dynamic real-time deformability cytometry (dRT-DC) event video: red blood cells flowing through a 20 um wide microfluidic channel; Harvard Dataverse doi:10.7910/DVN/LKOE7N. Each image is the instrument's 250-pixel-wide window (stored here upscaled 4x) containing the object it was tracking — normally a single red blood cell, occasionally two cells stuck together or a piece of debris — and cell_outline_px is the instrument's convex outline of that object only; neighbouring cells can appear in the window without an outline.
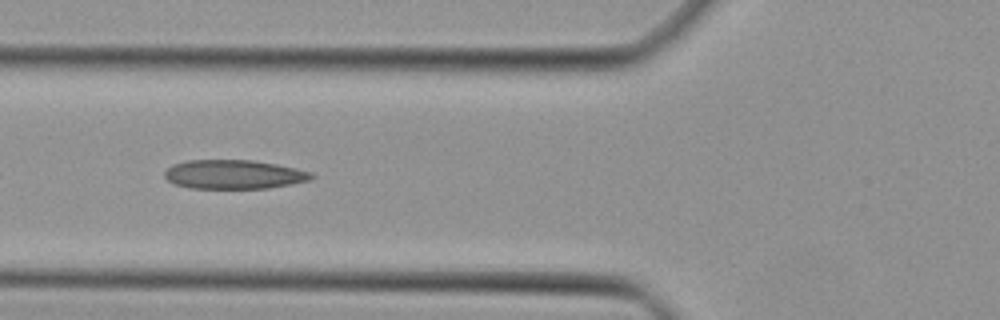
{"species": "Egyptian fruit bat (a non-hibernating species)", "species_latin": "Rousettus aegyptiacus", "temperature_condition": "cold", "stored_images_in_passage": 6, "camera_frame_rate_fps": 3000, "um_per_image_px": 0.085, "animal": {"sex": "female"}, "frame": {"image": 1, "passage_image": 4, "time_ms": 1.0, "image_size_px": [1000, 320], "cell_outline_px": [[316, 176], [312, 180], [268, 188], [188, 188], [172, 184], [164, 176], [164, 172], [172, 164], [188, 160], [252, 160], [276, 164], [296, 168], [312, 172]], "centroid_in_image_um": [19.88, 14.82], "position_along_channel_um": 105.9, "area_um2": 25.03}}